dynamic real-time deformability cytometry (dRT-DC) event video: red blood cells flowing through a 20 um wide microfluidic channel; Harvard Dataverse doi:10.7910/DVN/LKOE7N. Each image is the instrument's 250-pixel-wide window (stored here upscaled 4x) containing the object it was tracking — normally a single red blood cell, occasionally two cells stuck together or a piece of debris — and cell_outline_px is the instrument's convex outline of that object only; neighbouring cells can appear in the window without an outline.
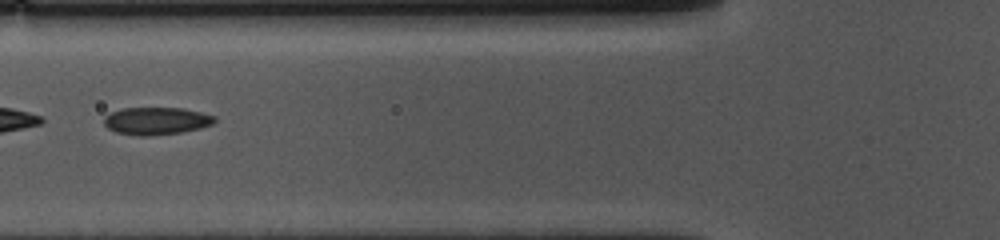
{"species": "common noctule bat (a hibernating species)", "species_latin": "Nyctalus noctula", "temperature_condition": "cold", "stored_images_in_passage": 47, "camera_frame_rate_fps": 3000, "um_per_image_px": 0.085, "animal": {"sex": "female", "body_mass_g": 10.0, "forearm_length_mm": 53.1}, "frame": {"image": 1, "passage_image": 13, "time_ms": 4.0, "image_size_px": [1000, 240], "cell_outline_px": [[216, 120], [212, 124], [200, 128], [180, 132], [148, 136], [140, 136], [116, 132], [108, 128], [104, 124], [104, 116], [112, 112], [124, 108], [184, 108], [216, 116]], "centroid_in_image_um": [13.29, 10.27], "position_along_channel_um": 112.5, "area_um2": 17.63}}
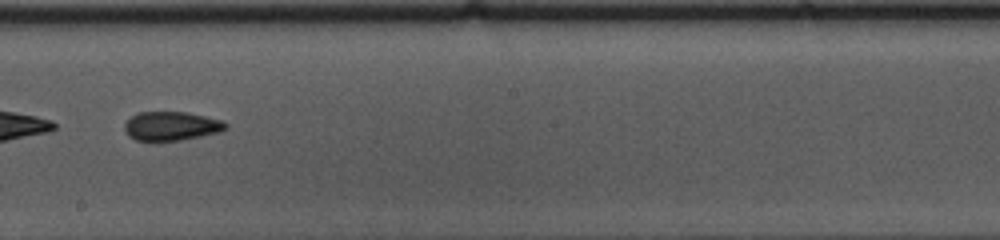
{"frame": {"image": 2, "passage_image": 23, "time_ms": 7.333, "image_size_px": [1000, 240], "cell_outline_px": [[228, 128], [220, 132], [180, 140], [156, 144], [136, 140], [128, 136], [124, 128], [124, 124], [136, 112], [188, 112], [224, 120], [228, 124]], "centroid_in_image_um": [14.55, 10.75], "position_along_channel_um": 233.6, "area_um2": 17.74}}
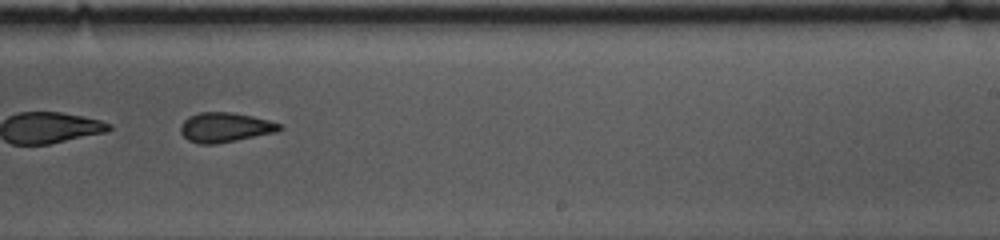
{"frame": {"image": 3, "passage_image": 26, "time_ms": 8.333, "image_size_px": [1000, 240], "cell_outline_px": [[284, 128], [276, 132], [216, 144], [200, 144], [188, 140], [180, 132], [180, 124], [188, 116], [200, 112], [232, 112], [252, 116], [268, 120], [280, 124]], "centroid_in_image_um": [19.11, 10.82], "position_along_channel_um": 269.9, "area_um2": 17.11}, "authors_computed_cell_mechanics": {"area_um2": 17.7446, "velocity_mm_per_s": 3.631, "shape_relaxation_time_tau1_ms": 4.4774, "shape_relaxation_time_tau2_ms": 3.7613, "deformation_change_tau1": 0.107, "deformation_change_tau2": 0.1026}}